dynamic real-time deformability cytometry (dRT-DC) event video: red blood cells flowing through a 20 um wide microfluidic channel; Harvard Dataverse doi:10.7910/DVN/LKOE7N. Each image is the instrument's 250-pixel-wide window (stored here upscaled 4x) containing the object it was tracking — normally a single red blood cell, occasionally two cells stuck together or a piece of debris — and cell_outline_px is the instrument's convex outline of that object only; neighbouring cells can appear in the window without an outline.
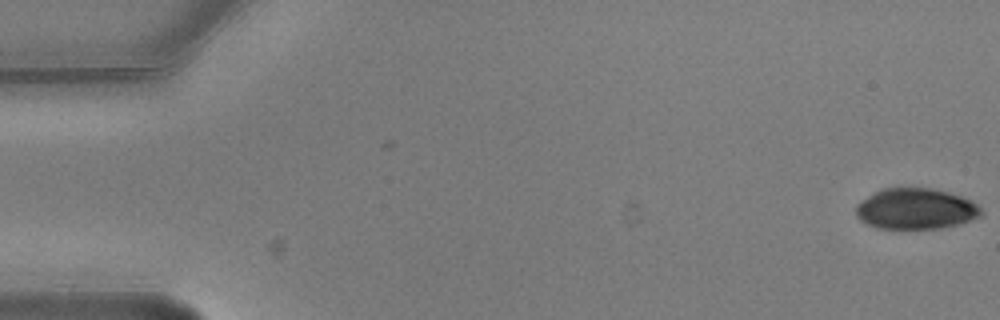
{"species": "common noctule bat (a hibernating species)", "species_latin": "Nyctalus noctula", "temperature_condition": "warm", "stored_images_in_passage": 2, "camera_frame_rate_fps": 3000, "um_per_image_px": 0.085, "animal": {"sex": "male", "body_mass_g": 20.5, "forearm_length_mm": 52.5}, "frame": {"image": 1, "passage_image": 2, "time_ms": 0.333, "image_size_px": [1000, 320], "cell_outline_px": [[984, 212], [980, 216], [960, 224], [940, 228], [876, 228], [860, 220], [856, 216], [856, 204], [860, 200], [884, 188], [932, 188], [948, 192], [972, 200]], "centroid_in_image_um": [77.84, 17.75], "position_along_channel_um": 7.2, "area_um2": 29.77}}